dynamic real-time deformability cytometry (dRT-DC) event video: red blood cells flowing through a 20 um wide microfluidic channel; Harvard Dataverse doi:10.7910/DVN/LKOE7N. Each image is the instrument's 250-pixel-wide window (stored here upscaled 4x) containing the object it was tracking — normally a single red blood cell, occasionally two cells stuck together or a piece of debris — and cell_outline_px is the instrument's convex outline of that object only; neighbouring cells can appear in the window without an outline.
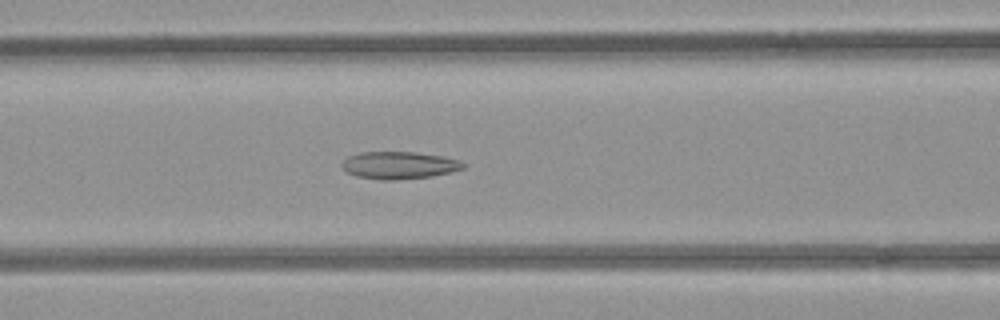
{"species": "common noctule bat (a hibernating species)", "species_latin": "Nyctalus noctula", "temperature_condition": "room temperature", "stored_images_in_passage": 44, "camera_frame_rate_fps": 3000, "um_per_image_px": 0.085, "animal": {"sex": "female", "body_mass_g": 21.9}, "frame": {"image": 1, "passage_image": 18, "time_ms": 5.667, "image_size_px": [1000, 320], "cell_outline_px": [[468, 164], [464, 168], [452, 172], [432, 176], [396, 180], [380, 180], [356, 176], [348, 172], [340, 164], [348, 156], [360, 152], [412, 152], [444, 156], [460, 160]], "centroid_in_image_um": [33.97, 14.04], "position_along_channel_um": 132.6, "area_um2": 19.48}}
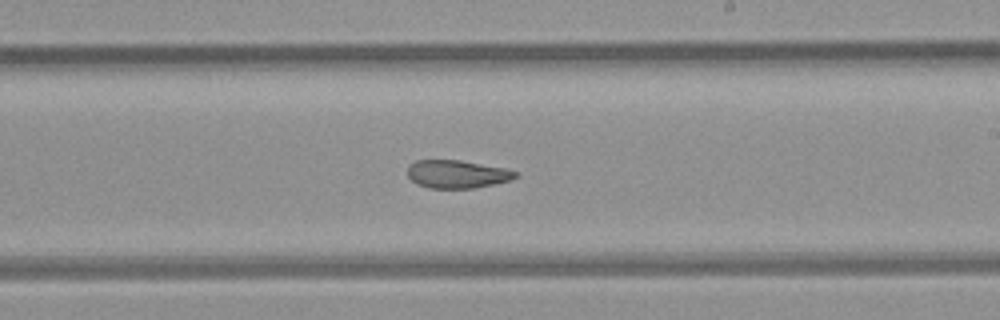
{"frame": {"image": 2, "passage_image": 27, "time_ms": 8.667, "image_size_px": [1000, 320], "cell_outline_px": [[520, 176], [512, 180], [476, 188], [428, 188], [416, 184], [408, 176], [408, 164], [416, 160], [460, 160], [504, 168], [516, 172]], "centroid_in_image_um": [38.85, 14.8], "position_along_channel_um": 250.2, "area_um2": 17.74}}
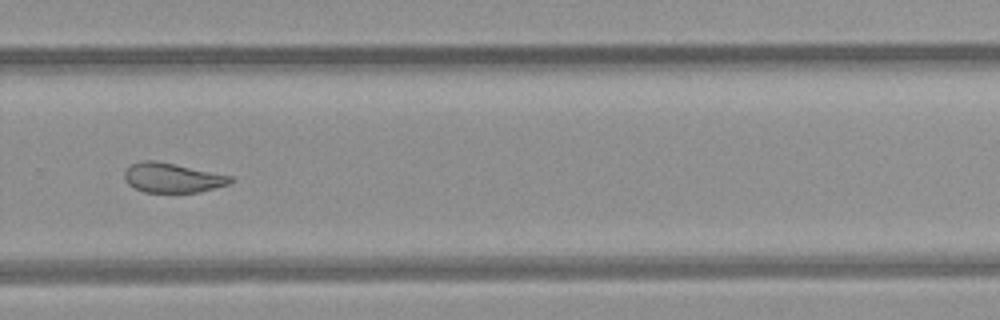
{"frame": {"image": 3, "passage_image": 32, "time_ms": 10.333, "image_size_px": [1000, 320], "cell_outline_px": [[232, 180], [228, 184], [200, 192], [144, 192], [128, 184], [124, 180], [124, 172], [132, 164], [144, 160], [156, 160], [176, 164], [232, 176]], "centroid_in_image_um": [14.63, 15.11], "position_along_channel_um": 315.2, "area_um2": 18.15}, "authors_computed_cell_mechanics": {"area_um2": 21.9929, "velocity_mm_per_s": 3.9156, "shape_relaxation_time_tau1_ms": null, "shape_relaxation_time_tau2_ms": 2.465, "deformation_change_tau1": null, "deformation_change_tau2": 0.0909}}